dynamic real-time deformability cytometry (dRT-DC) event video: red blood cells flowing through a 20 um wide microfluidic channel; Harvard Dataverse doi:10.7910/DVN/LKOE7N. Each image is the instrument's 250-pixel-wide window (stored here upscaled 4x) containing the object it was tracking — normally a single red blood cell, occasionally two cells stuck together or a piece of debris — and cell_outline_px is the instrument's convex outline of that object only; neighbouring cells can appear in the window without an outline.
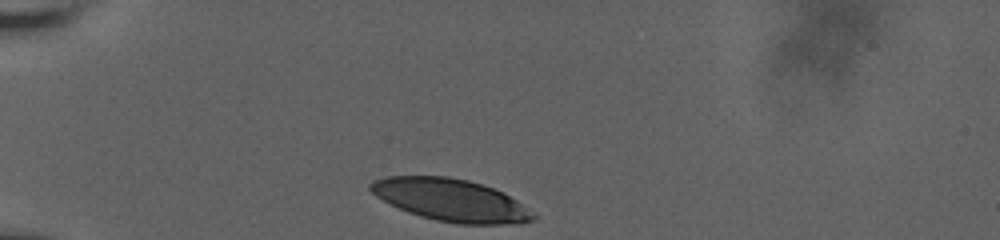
{"species": "human", "species_latin": "Homo sapiens", "temperature_condition": "room temperature", "stored_images_in_passage": 26, "camera_frame_rate_fps": 3000, "um_per_image_px": 0.085, "donor": {"sex": "male"}, "frame": {"image": 1, "passage_image": 1, "time_ms": 0.0, "image_size_px": [1000, 240], "cell_outline_px": [[536, 216], [532, 220], [520, 224], [456, 224], [436, 220], [420, 216], [408, 212], [376, 196], [368, 188], [368, 184], [372, 180], [388, 176], [448, 176], [468, 180], [484, 184], [504, 192], [516, 200]], "centroid_in_image_um": [38.32, 17.0], "position_along_channel_um": 46.7, "area_um2": 40.11}}
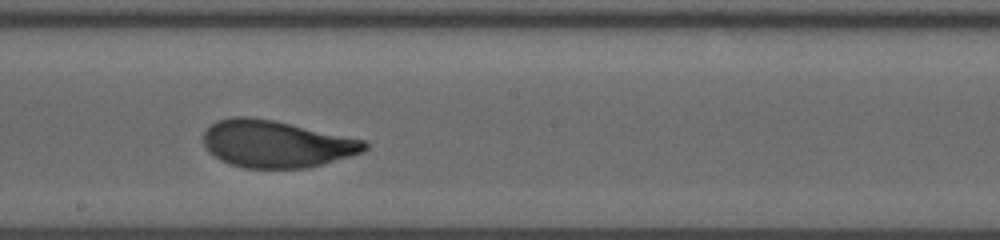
{"frame": {"image": 2, "passage_image": 15, "time_ms": 6.0, "image_size_px": [1000, 240], "cell_outline_px": [[368, 148], [364, 152], [352, 156], [308, 168], [244, 168], [228, 164], [220, 160], [208, 152], [204, 144], [204, 132], [216, 120], [232, 116], [252, 116], [272, 120], [364, 140], [368, 144]], "centroid_in_image_um": [23.46, 12.24], "position_along_channel_um": 224.7, "area_um2": 44.33}}
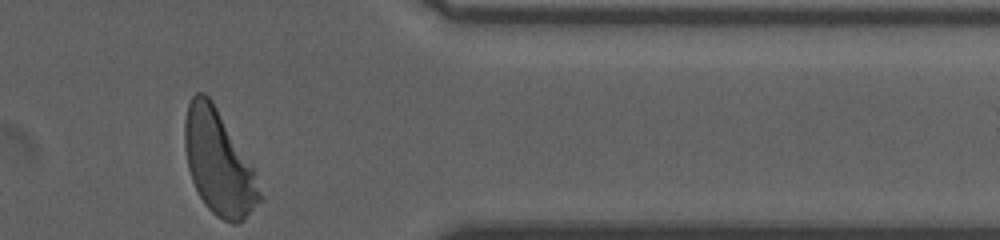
{"frame": {"image": 3, "passage_image": 26, "time_ms": 11.0, "image_size_px": [1000, 240], "cell_outline_px": [[264, 200], [244, 220], [236, 224], [232, 224], [216, 216], [204, 204], [192, 180], [188, 168], [184, 148], [184, 120], [188, 104], [192, 96], [196, 92], [204, 92], [212, 100], [252, 164]], "centroid_in_image_um": [18.6, 13.84], "position_along_channel_um": 392.8, "area_um2": 45.89}, "authors_computed_cell_mechanics": {"area_um2": 44.3904, "velocity_mm_per_s": 3.6243, "shape_relaxation_time_tau1_ms": 3.0663, "shape_relaxation_time_tau2_ms": null, "deformation_change_tau1": 0.1456, "deformation_change_tau2": null}}